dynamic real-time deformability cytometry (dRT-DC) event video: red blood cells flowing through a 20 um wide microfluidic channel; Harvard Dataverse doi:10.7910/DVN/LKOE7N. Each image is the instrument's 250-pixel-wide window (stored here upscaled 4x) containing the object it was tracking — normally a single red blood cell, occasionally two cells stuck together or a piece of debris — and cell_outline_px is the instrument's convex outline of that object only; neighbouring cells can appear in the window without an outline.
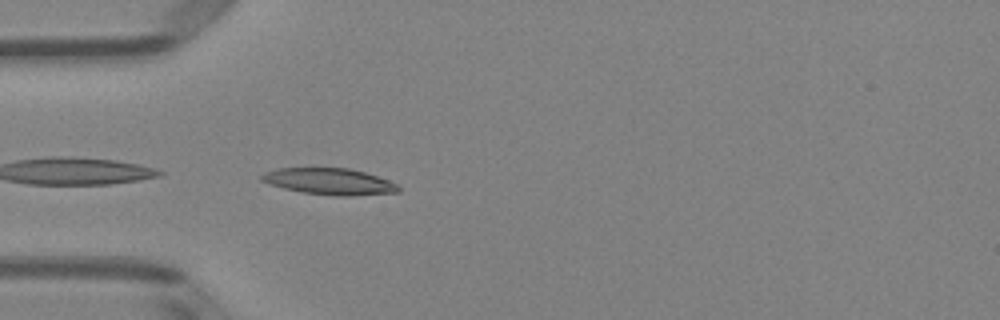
{"species": "Egyptian fruit bat (a non-hibernating species)", "species_latin": "Rousettus aegyptiacus", "temperature_condition": "room temperature", "stored_images_in_passage": 6, "camera_frame_rate_fps": 3000, "um_per_image_px": 0.085, "animal": {"sex": "female"}, "frame": {"image": 1, "passage_image": 2, "time_ms": 0.333, "image_size_px": [1000, 320], "cell_outline_px": [[400, 192], [348, 196], [340, 196], [304, 192], [284, 188], [260, 180], [260, 176], [264, 172], [276, 168], [348, 168], [364, 172], [388, 180], [396, 184], [400, 188]], "centroid_in_image_um": [28.0, 15.42], "position_along_channel_um": 57.0, "area_um2": 20.81}}